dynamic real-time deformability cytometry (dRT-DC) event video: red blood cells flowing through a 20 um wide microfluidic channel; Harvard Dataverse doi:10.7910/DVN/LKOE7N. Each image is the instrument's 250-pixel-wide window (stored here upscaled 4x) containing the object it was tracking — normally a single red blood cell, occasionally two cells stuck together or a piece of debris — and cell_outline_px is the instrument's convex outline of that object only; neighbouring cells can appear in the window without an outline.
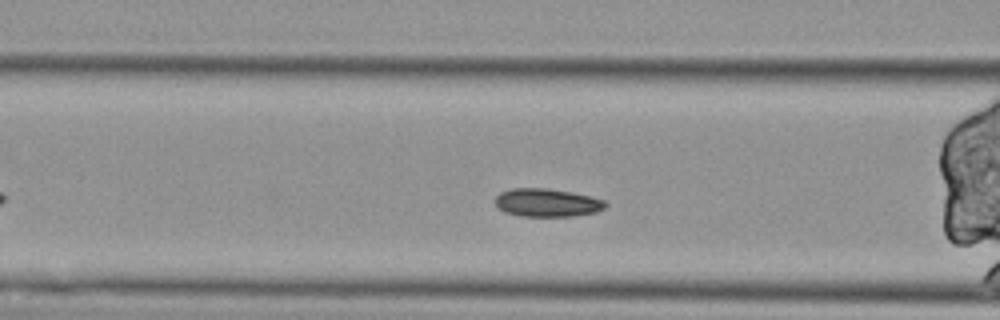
{"species": "Egyptian fruit bat (a non-hibernating species)", "species_latin": "Rousettus aegyptiacus", "temperature_condition": "cold", "stored_images_in_passage": 41, "segment_of_instrument_passage": [2, 2], "camera_frame_rate_fps": 3000, "um_per_image_px": 0.085, "animal": {"sex": "female"}, "frame": {"image": 1, "passage_image": 11, "time_ms": 3.333, "image_size_px": [1000, 320], "cell_outline_px": [[608, 204], [604, 208], [596, 212], [572, 216], [520, 216], [504, 212], [496, 208], [496, 196], [500, 192], [512, 188], [544, 188], [592, 196], [604, 200]], "centroid_in_image_um": [46.48, 17.23], "position_along_channel_um": 120.1, "area_um2": 18.09}}
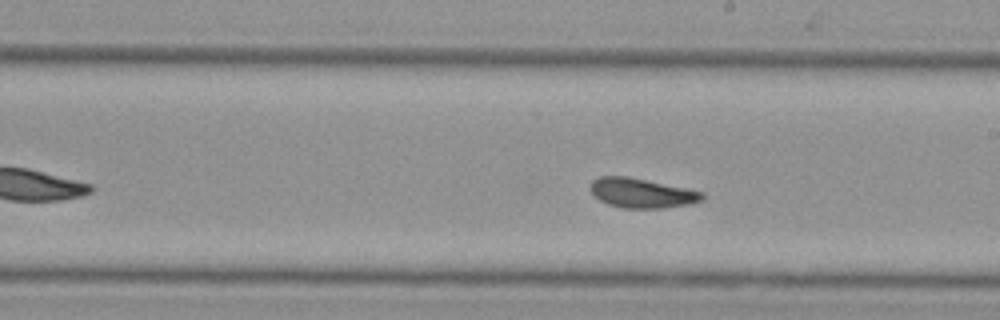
{"frame": {"image": 2, "passage_image": 21, "time_ms": 6.667, "image_size_px": [1000, 320], "cell_outline_px": [[704, 200], [688, 204], [660, 208], [624, 208], [608, 204], [592, 196], [588, 188], [592, 180], [600, 176], [628, 176], [704, 192]], "centroid_in_image_um": [54.49, 16.4], "position_along_channel_um": 234.5, "area_um2": 19.36}}
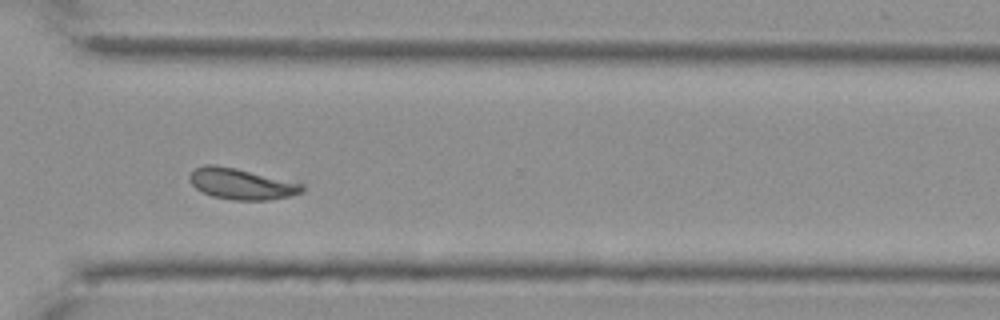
{"frame": {"image": 3, "passage_image": 31, "time_ms": 10.0, "image_size_px": [1000, 320], "cell_outline_px": [[304, 192], [288, 196], [268, 200], [232, 200], [212, 196], [196, 188], [188, 180], [188, 176], [196, 168], [208, 164], [212, 164], [236, 168], [304, 184]], "centroid_in_image_um": [20.51, 15.63], "position_along_channel_um": 350.1, "area_um2": 20.17}}